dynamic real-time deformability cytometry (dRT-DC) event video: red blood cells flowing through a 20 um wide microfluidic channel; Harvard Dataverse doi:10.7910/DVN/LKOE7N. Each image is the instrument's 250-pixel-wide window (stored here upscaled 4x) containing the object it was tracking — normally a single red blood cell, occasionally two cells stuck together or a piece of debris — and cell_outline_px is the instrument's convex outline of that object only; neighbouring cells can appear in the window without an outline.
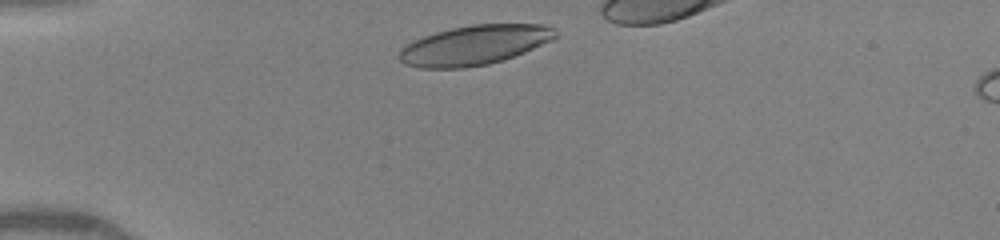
{"species": "human", "species_latin": "Homo sapiens", "temperature_condition": "warm", "stored_images_in_passage": 12, "segment_of_instrument_passage": [1, 2], "camera_frame_rate_fps": 3000, "um_per_image_px": 0.085, "donor": {"sex": "female"}, "frame": {"image": 1, "passage_image": 3, "time_ms": 0.667, "image_size_px": [1000, 240], "cell_outline_px": [[556, 36], [552, 40], [524, 52], [504, 60], [488, 64], [464, 68], [420, 68], [404, 64], [400, 60], [400, 48], [424, 36], [436, 32], [452, 28], [472, 24], [544, 24], [556, 28]], "centroid_in_image_um": [40.35, 3.83], "position_along_channel_um": 44.7, "area_um2": 35.95}}
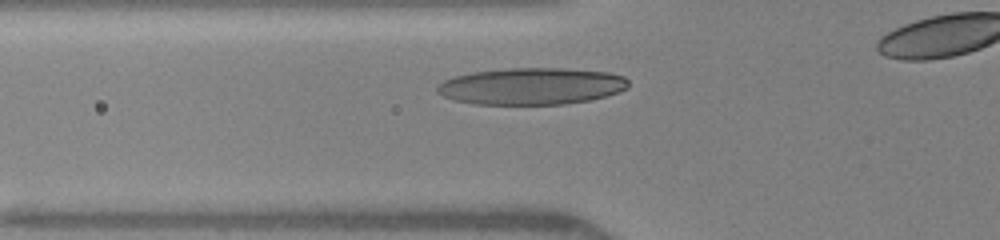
{"frame": {"image": 2, "passage_image": 7, "time_ms": 2.333, "image_size_px": [1000, 240], "cell_outline_px": [[628, 88], [604, 96], [588, 100], [564, 104], [476, 104], [452, 100], [436, 92], [436, 88], [444, 80], [456, 76], [472, 72], [508, 68], [568, 68], [608, 72], [624, 76], [628, 80]], "centroid_in_image_um": [45.17, 7.32], "position_along_channel_um": 80.6, "area_um2": 40.98}}
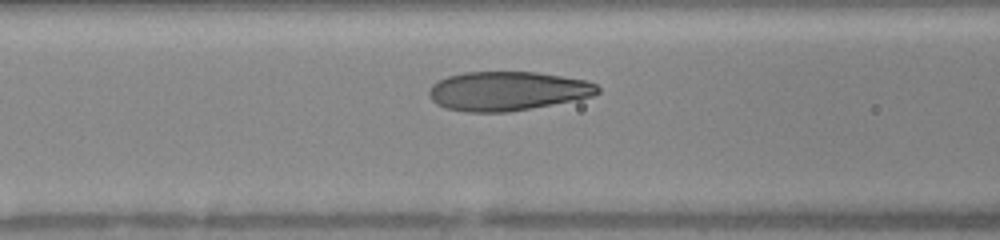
{"frame": {"image": 3, "passage_image": 10, "time_ms": 3.333, "image_size_px": [1000, 240], "cell_outline_px": [[600, 92], [592, 96], [576, 100], [508, 112], [464, 112], [444, 108], [436, 104], [428, 96], [428, 88], [432, 84], [448, 76], [464, 72], [536, 72], [584, 80], [596, 84], [600, 88]], "centroid_in_image_um": [43.09, 7.74], "position_along_channel_um": 123.5, "area_um2": 38.55}}